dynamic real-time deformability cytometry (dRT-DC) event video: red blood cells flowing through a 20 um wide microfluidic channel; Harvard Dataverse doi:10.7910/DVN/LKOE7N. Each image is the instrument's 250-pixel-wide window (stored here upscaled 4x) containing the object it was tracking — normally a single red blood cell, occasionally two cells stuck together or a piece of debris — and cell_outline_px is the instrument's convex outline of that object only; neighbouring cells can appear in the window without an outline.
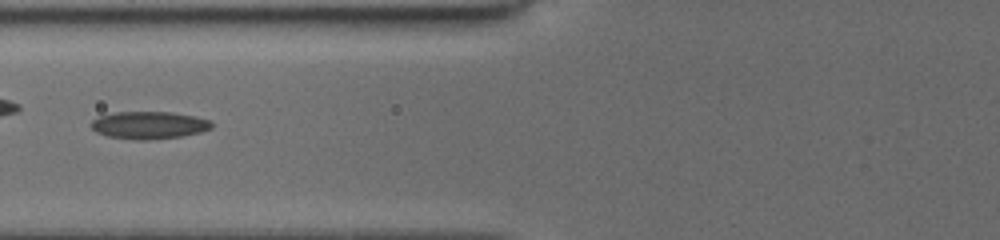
{"species": "common noctule bat (a hibernating species)", "species_latin": "Nyctalus noctula", "temperature_condition": "cold", "stored_images_in_passage": 17, "camera_frame_rate_fps": 3000, "um_per_image_px": 0.085, "animal": {"sex": "female", "body_mass_g": 19.5, "forearm_length_mm": 54.1}, "frame": {"image": 1, "passage_image": 15, "time_ms": 5.333, "image_size_px": [1000, 240], "cell_outline_px": [[212, 128], [200, 132], [180, 136], [148, 140], [136, 140], [108, 136], [96, 132], [92, 128], [92, 120], [100, 116], [116, 112], [172, 112], [196, 116], [212, 120]], "centroid_in_image_um": [12.7, 10.63], "position_along_channel_um": 113.1, "area_um2": 19.25}}